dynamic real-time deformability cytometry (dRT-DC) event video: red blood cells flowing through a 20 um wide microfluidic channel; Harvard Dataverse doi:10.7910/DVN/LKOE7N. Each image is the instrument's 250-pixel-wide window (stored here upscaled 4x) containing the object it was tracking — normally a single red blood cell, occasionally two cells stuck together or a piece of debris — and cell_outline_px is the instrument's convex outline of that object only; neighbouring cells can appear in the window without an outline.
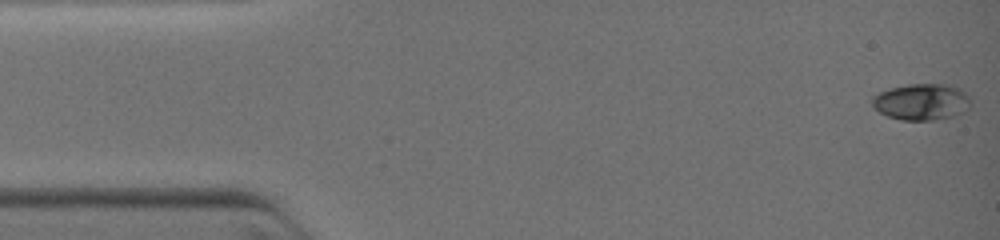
{"species": "common noctule bat (a hibernating species)", "species_latin": "Nyctalus noctula", "temperature_condition": "warm", "stored_images_in_passage": 10, "camera_frame_rate_fps": 3000, "um_per_image_px": 0.085, "animal": {"sex": "female", "body_mass_g": 19.0, "forearm_length_mm": 51.5}, "frame": {"image": 1, "passage_image": 1, "time_ms": 0.0, "image_size_px": [1000, 240], "cell_outline_px": [[968, 108], [964, 112], [952, 116], [932, 120], [904, 120], [888, 116], [880, 112], [872, 104], [872, 96], [888, 88], [908, 84], [948, 84], [960, 88], [968, 96]], "centroid_in_image_um": [78.31, 8.64], "position_along_channel_um": 6.7, "area_um2": 20.75}}